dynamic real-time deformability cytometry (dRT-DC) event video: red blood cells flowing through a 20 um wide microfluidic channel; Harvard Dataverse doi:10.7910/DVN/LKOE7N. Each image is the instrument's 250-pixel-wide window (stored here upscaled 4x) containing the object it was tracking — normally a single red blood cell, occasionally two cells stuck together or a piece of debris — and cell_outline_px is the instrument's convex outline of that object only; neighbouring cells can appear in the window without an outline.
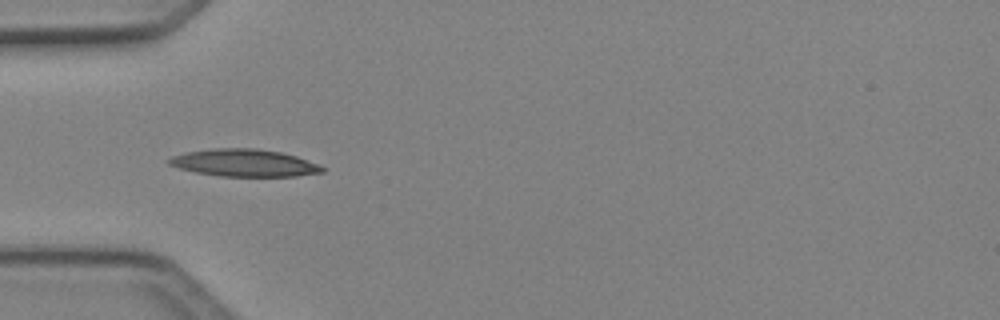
{"species": "Egyptian fruit bat (a non-hibernating species)", "species_latin": "Rousettus aegyptiacus", "temperature_condition": "cold", "stored_images_in_passage": 34, "camera_frame_rate_fps": 3000, "um_per_image_px": 0.085, "animal": {"sex": "female"}, "frame": {"image": 1, "passage_image": 1, "time_ms": 0.0, "image_size_px": [1000, 320], "cell_outline_px": [[324, 172], [296, 176], [220, 176], [196, 172], [180, 168], [168, 164], [168, 160], [172, 156], [188, 152], [212, 148], [256, 148], [280, 152], [296, 156], [320, 164], [324, 168]], "centroid_in_image_um": [20.79, 13.84], "position_along_channel_um": 64.2, "area_um2": 24.28}}
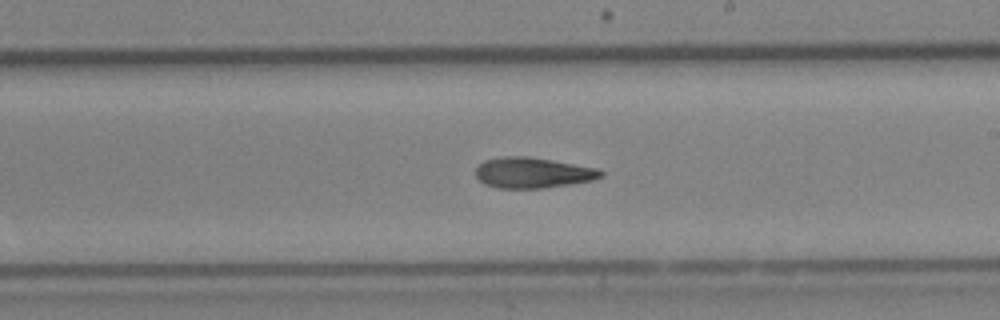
{"frame": {"image": 2, "passage_image": 14, "time_ms": 4.333, "image_size_px": [1000, 320], "cell_outline_px": [[604, 176], [592, 180], [544, 188], [496, 188], [484, 184], [476, 176], [476, 168], [484, 160], [504, 156], [528, 156], [552, 160], [596, 168], [604, 172]], "centroid_in_image_um": [45.26, 14.68], "position_along_channel_um": 243.7, "area_um2": 22.25}}
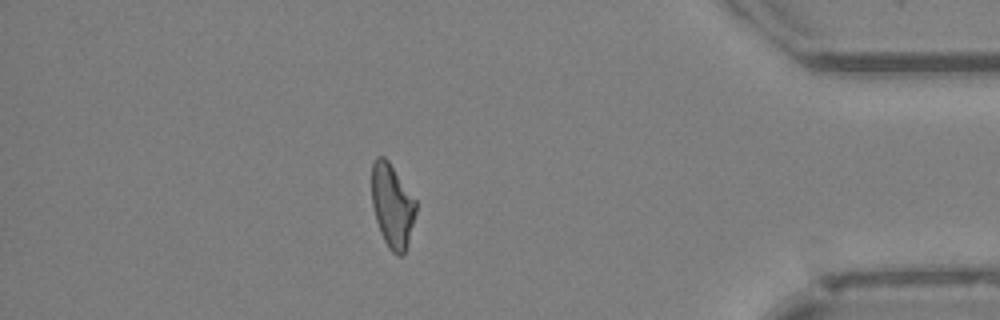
{"frame": {"image": 3, "passage_image": 28, "time_ms": 9.0, "image_size_px": [1000, 320], "cell_outline_px": [[416, 212], [404, 256], [400, 256], [392, 252], [388, 248], [380, 232], [376, 220], [372, 204], [372, 164], [376, 156], [384, 156], [388, 160], [416, 200]], "centroid_in_image_um": [33.34, 17.49], "position_along_channel_um": 401.9, "area_um2": 21.5}, "authors_computed_cell_mechanics": {"area_um2": 22.0796, "velocity_mm_per_s": 4.1846, "shape_relaxation_time_tau1_ms": 10.3108, "shape_relaxation_time_tau2_ms": 8.0949, "deformation_change_tau1": 0.2603, "deformation_change_tau2": 0.2065}}